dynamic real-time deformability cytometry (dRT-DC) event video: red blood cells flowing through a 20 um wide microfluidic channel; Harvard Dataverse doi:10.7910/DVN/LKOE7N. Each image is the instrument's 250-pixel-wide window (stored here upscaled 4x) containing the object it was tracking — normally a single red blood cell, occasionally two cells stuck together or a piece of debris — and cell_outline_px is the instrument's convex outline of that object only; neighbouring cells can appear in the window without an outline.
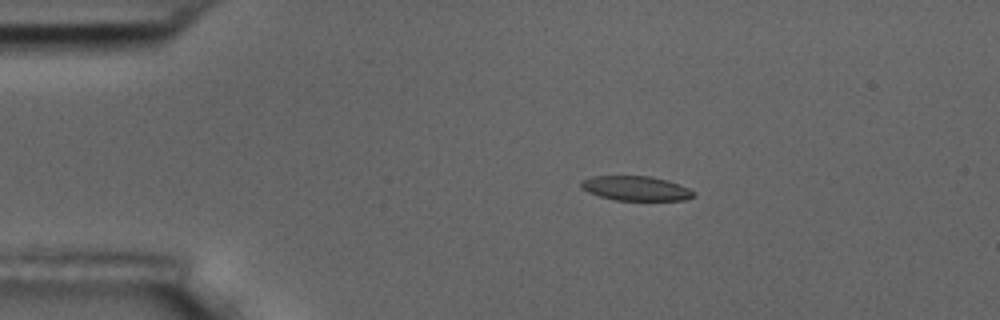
{"species": "common noctule bat (a hibernating species)", "species_latin": "Nyctalus noctula", "temperature_condition": "room temperature", "stored_images_in_passage": 9, "camera_frame_rate_fps": 3000, "um_per_image_px": 0.085, "animal": {"sex": "male", "body_mass_g": 17.5, "forearm_length_mm": 52.3}, "frame": {"image": 1, "passage_image": 3, "time_ms": 2.0, "image_size_px": [1000, 320], "cell_outline_px": [[696, 196], [684, 200], [616, 200], [600, 196], [588, 192], [580, 188], [580, 180], [592, 176], [652, 176], [668, 180], [688, 188], [696, 192]], "centroid_in_image_um": [54.04, 16.0], "position_along_channel_um": 31.0, "area_um2": 16.24}}
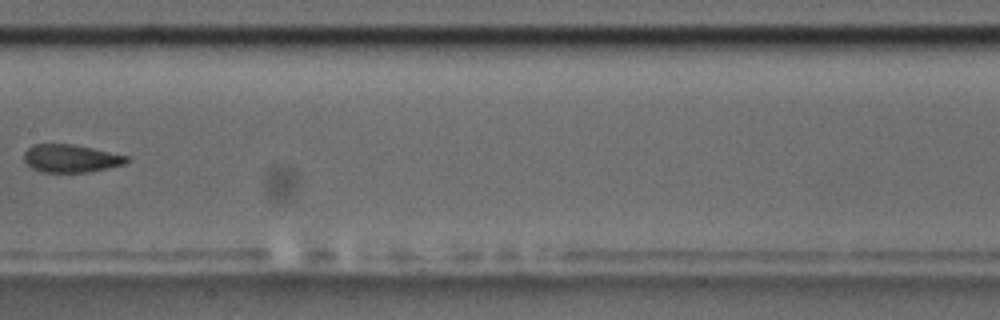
{"frame": {"image": 2, "passage_image": 8, "time_ms": 8.0, "image_size_px": [1000, 320], "cell_outline_px": [[128, 160], [124, 164], [88, 172], [40, 172], [32, 168], [24, 160], [24, 152], [32, 144], [72, 144], [92, 148], [128, 156]], "centroid_in_image_um": [5.98, 13.46], "position_along_channel_um": 201.4, "area_um2": 16.53}}
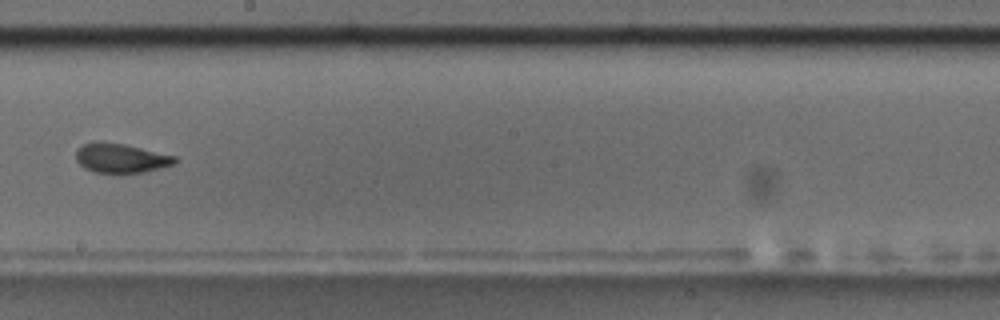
{"frame": {"image": 3, "passage_image": 9, "time_ms": 9.0, "image_size_px": [1000, 320], "cell_outline_px": [[176, 164], [144, 172], [92, 172], [84, 168], [76, 160], [76, 148], [80, 144], [96, 140], [100, 140], [124, 144], [176, 156]], "centroid_in_image_um": [10.22, 13.41], "position_along_channel_um": 238.0, "area_um2": 17.11}}